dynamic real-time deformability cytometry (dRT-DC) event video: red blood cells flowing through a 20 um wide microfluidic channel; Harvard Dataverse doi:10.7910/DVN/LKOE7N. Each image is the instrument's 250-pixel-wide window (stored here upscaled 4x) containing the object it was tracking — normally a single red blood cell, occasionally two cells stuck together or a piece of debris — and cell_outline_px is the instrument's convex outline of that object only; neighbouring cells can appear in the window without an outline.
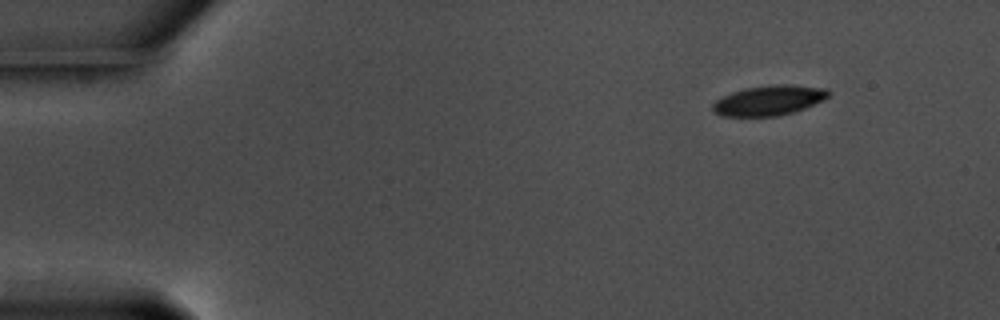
{"species": "common noctule bat (a hibernating species)", "species_latin": "Nyctalus noctula", "temperature_condition": "warm", "stored_images_in_passage": 52, "camera_frame_rate_fps": 3000, "um_per_image_px": 0.085, "animal": {"sex": "male", "body_mass_g": 17.5, "forearm_length_mm": 52.3}, "frame": {"image": 1, "passage_image": 1, "time_ms": 0.0, "image_size_px": [1000, 320], "cell_outline_px": [[828, 96], [824, 100], [796, 112], [776, 116], [720, 116], [712, 108], [712, 104], [716, 100], [732, 92], [744, 88], [784, 84], [788, 84], [828, 88]], "centroid_in_image_um": [65.38, 8.54], "position_along_channel_um": 19.6, "area_um2": 20.17}}
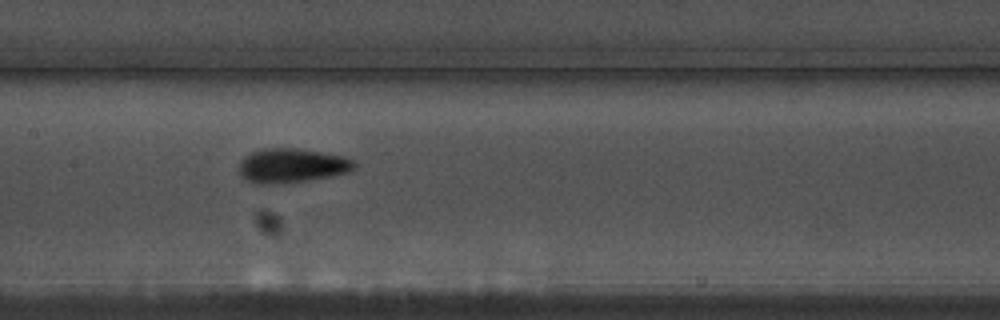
{"frame": {"image": 2, "passage_image": 23, "time_ms": 7.333, "image_size_px": [1000, 320], "cell_outline_px": [[356, 168], [348, 172], [332, 176], [308, 180], [272, 184], [252, 184], [244, 180], [240, 176], [240, 164], [244, 156], [252, 152], [264, 148], [296, 148], [344, 156], [356, 160]], "centroid_in_image_um": [24.81, 14.08], "position_along_channel_um": 182.6, "area_um2": 23.24}}
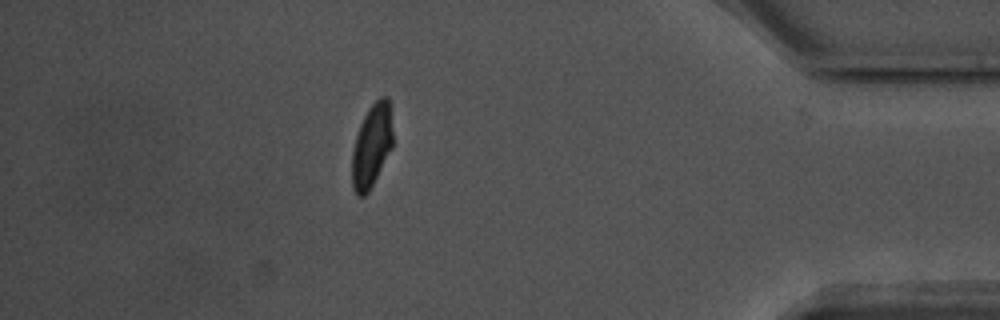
{"frame": {"image": 3, "passage_image": 45, "time_ms": 14.667, "image_size_px": [1000, 320], "cell_outline_px": [[392, 148], [368, 192], [364, 196], [356, 196], [352, 188], [352, 152], [356, 136], [360, 124], [368, 108], [380, 96], [388, 96], [392, 132]], "centroid_in_image_um": [31.58, 12.39], "position_along_channel_um": 403.6, "area_um2": 19.65}, "authors_computed_cell_mechanics": {"area_um2": 20.7213, "velocity_mm_per_s": 3.5712, "shape_relaxation_time_tau1_ms": 3.3121, "shape_relaxation_time_tau2_ms": 1.4926, "deformation_change_tau1": 0.1303, "deformation_change_tau2": 0.0691}}